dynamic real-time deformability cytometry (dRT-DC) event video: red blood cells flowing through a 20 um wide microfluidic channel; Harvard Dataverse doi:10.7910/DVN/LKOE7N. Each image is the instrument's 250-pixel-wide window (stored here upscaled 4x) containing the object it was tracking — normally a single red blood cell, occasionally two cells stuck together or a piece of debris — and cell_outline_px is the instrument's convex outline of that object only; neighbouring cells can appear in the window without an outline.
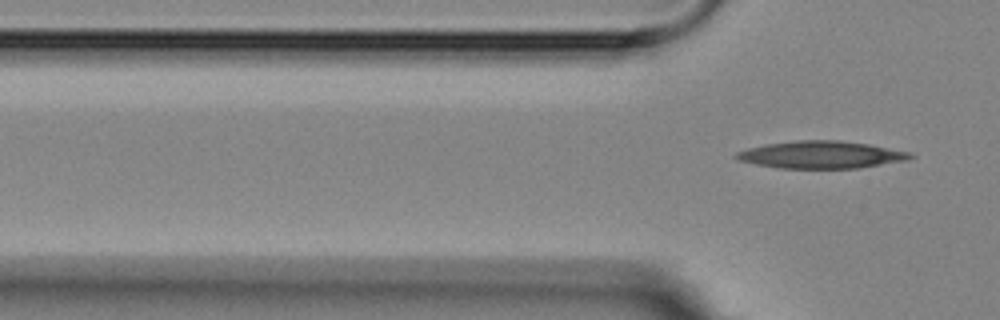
{"species": "Egyptian fruit bat (a non-hibernating species)", "species_latin": "Rousettus aegyptiacus", "temperature_condition": "room temperature", "stored_images_in_passage": 6, "segment_of_instrument_passage": [2, 2], "camera_frame_rate_fps": 3000, "um_per_image_px": 0.085, "animal": {"sex": "female"}, "frame": {"image": 1, "passage_image": 6, "time_ms": 5.667, "image_size_px": [1000, 320], "cell_outline_px": [[916, 156], [908, 160], [860, 168], [780, 168], [756, 164], [736, 160], [732, 156], [736, 152], [748, 148], [768, 144], [796, 140], [836, 140], [868, 144], [912, 152]], "centroid_in_image_um": [69.81, 13.15], "position_along_channel_um": 56.0, "area_um2": 27.8}}